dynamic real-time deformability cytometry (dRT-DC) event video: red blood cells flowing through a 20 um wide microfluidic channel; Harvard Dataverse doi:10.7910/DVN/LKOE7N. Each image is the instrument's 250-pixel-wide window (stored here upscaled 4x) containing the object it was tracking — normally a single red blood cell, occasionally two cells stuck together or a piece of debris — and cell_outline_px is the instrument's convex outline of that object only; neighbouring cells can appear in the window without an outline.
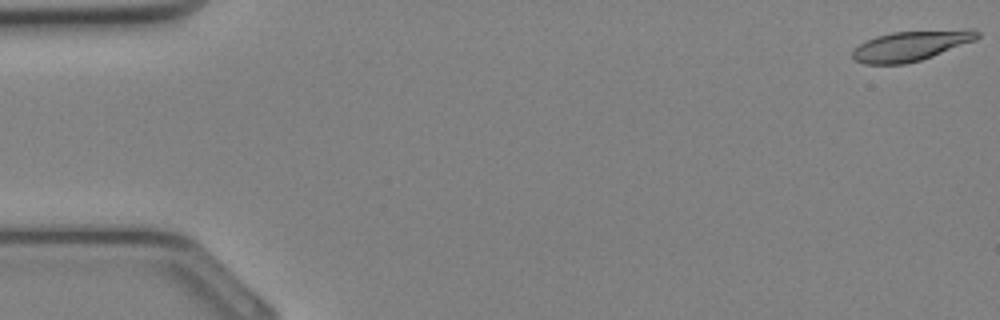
{"species": "Egyptian fruit bat (a non-hibernating species)", "species_latin": "Rousettus aegyptiacus", "temperature_condition": "cold", "stored_images_in_passage": 13, "camera_frame_rate_fps": 3000, "um_per_image_px": 0.085, "animal": {"sex": "female"}, "frame": {"image": 1, "passage_image": 1, "time_ms": 0.0, "image_size_px": [1000, 320], "cell_outline_px": [[980, 36], [976, 40], [932, 56], [920, 60], [904, 64], [864, 64], [856, 60], [852, 56], [852, 52], [860, 44], [876, 36], [892, 32], [972, 28], [980, 32]], "centroid_in_image_um": [77.49, 3.87], "position_along_channel_um": 7.5, "area_um2": 21.91}}
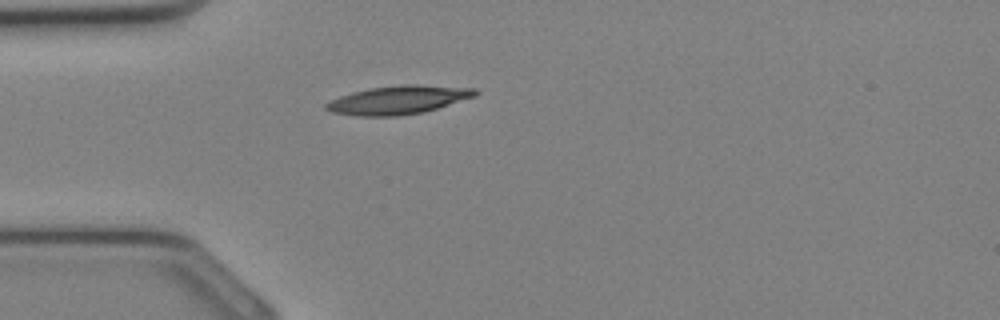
{"frame": {"image": 2, "passage_image": 10, "time_ms": 3.0, "image_size_px": [1000, 320], "cell_outline_px": [[480, 92], [476, 96], [424, 112], [396, 116], [352, 116], [332, 112], [324, 108], [324, 104], [340, 96], [352, 92], [372, 88], [404, 84], [416, 84], [476, 88]], "centroid_in_image_um": [33.87, 8.49], "position_along_channel_um": 51.1, "area_um2": 24.8}}
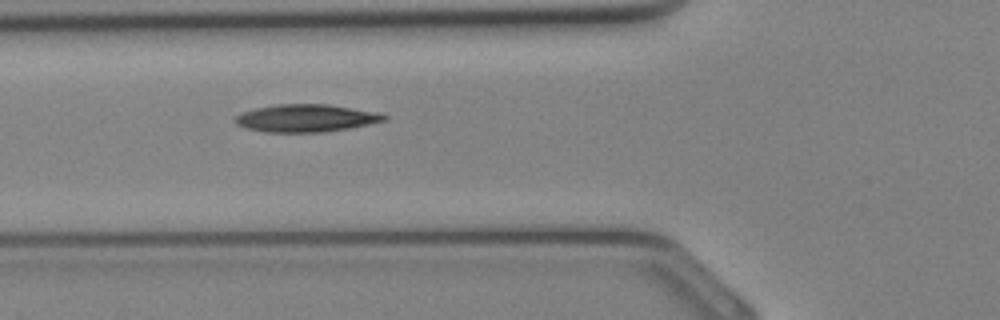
{"frame": {"image": 3, "passage_image": 13, "time_ms": 4.0, "image_size_px": [1000, 320], "cell_outline_px": [[388, 116], [384, 120], [368, 124], [348, 128], [324, 132], [264, 132], [244, 128], [236, 124], [236, 116], [240, 112], [256, 108], [280, 104], [328, 104], [380, 112]], "centroid_in_image_um": [26.0, 10.04], "position_along_channel_um": 99.8, "area_um2": 23.93}}